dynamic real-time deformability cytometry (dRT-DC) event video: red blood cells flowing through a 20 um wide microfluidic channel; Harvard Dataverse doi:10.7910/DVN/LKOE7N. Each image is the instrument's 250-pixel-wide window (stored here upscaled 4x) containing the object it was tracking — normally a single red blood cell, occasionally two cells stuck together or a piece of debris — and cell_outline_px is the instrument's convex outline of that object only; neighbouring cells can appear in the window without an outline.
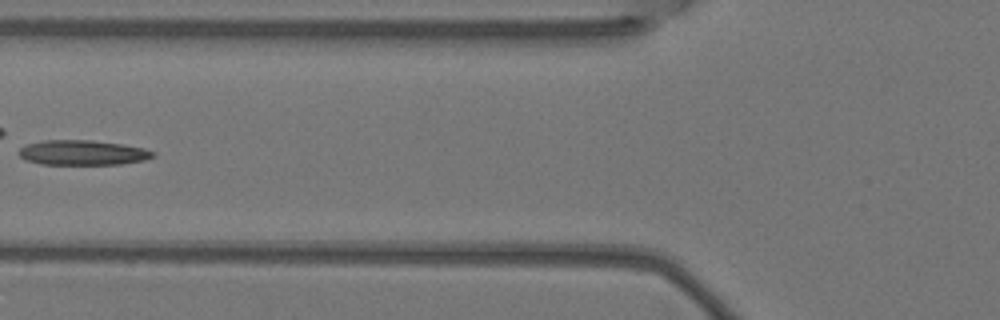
{"species": "Egyptian fruit bat (a non-hibernating species)", "species_latin": "Rousettus aegyptiacus", "temperature_condition": "warm", "stored_images_in_passage": 7, "camera_frame_rate_fps": 3000, "um_per_image_px": 0.085, "animal": {"sex": "female"}, "frame": {"image": 1, "passage_image": 6, "time_ms": 1.667, "image_size_px": [1000, 320], "cell_outline_px": [[156, 156], [144, 160], [120, 164], [40, 164], [24, 160], [16, 152], [24, 144], [44, 140], [92, 140], [124, 144], [144, 148], [156, 152]], "centroid_in_image_um": [7.0, 12.97], "position_along_channel_um": 118.8, "area_um2": 19.77}}
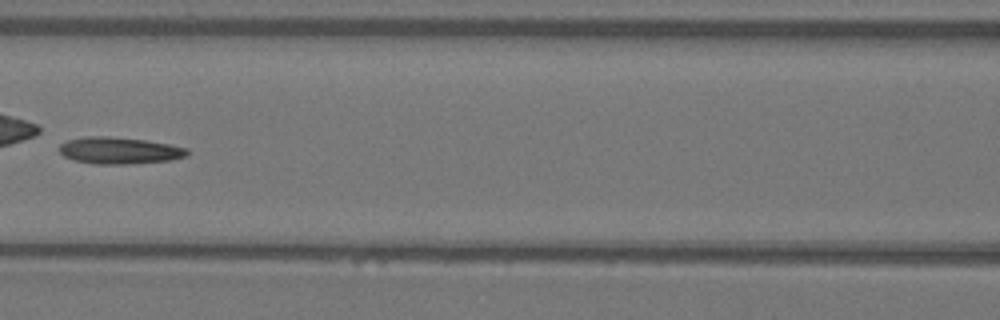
{"frame": {"image": 2, "passage_image": 7, "time_ms": 2.0, "image_size_px": [1000, 320], "cell_outline_px": [[188, 156], [168, 160], [128, 164], [96, 164], [76, 160], [64, 156], [60, 152], [60, 144], [68, 140], [84, 136], [108, 136], [144, 140], [168, 144], [188, 148]], "centroid_in_image_um": [10.14, 12.79], "position_along_channel_um": 156.5, "area_um2": 19.77}}